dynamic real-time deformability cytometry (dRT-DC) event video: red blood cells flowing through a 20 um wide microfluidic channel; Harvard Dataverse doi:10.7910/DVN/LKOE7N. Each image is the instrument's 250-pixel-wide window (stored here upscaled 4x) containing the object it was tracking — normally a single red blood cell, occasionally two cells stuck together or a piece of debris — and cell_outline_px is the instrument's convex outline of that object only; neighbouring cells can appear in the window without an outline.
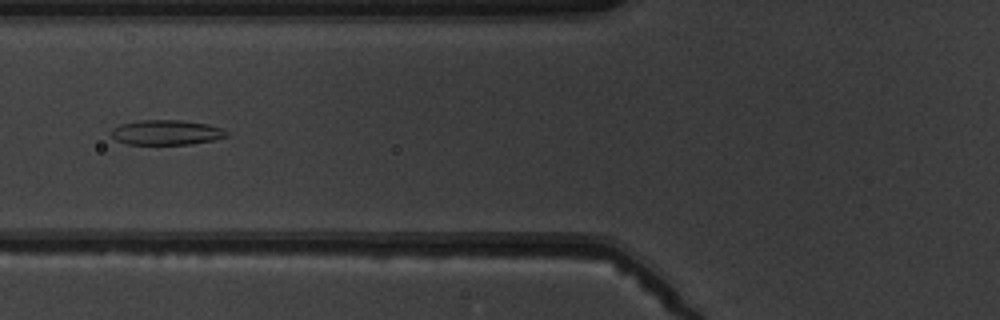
{"species": "common noctule bat (a hibernating species)", "species_latin": "Nyctalus noctula", "temperature_condition": "warm", "stored_images_in_passage": 7, "camera_frame_rate_fps": 3000, "um_per_image_px": 0.085, "animal": {"sex": "male", "body_mass_g": 19.5, "forearm_length_mm": 54.6}, "frame": {"image": 1, "passage_image": 5, "time_ms": 5.0, "image_size_px": [1000, 320], "cell_outline_px": [[228, 136], [212, 140], [192, 144], [128, 144], [116, 140], [112, 136], [112, 128], [120, 124], [140, 120], [180, 120], [208, 124], [224, 128], [228, 132]], "centroid_in_image_um": [14.17, 11.25], "position_along_channel_um": 111.6, "area_um2": 16.76}}
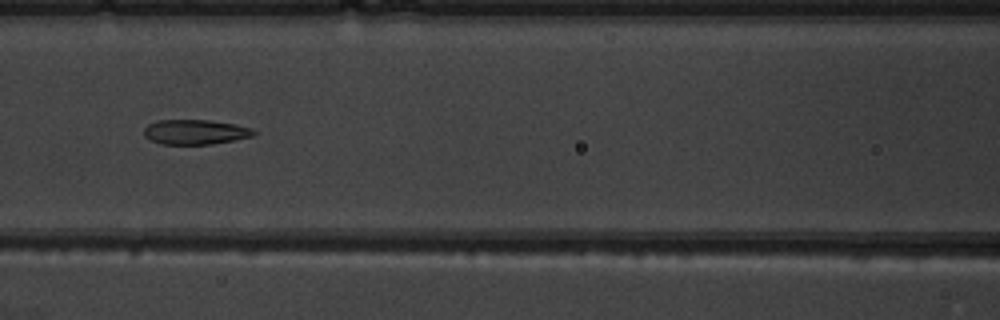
{"frame": {"image": 2, "passage_image": 6, "time_ms": 6.0, "image_size_px": [1000, 320], "cell_outline_px": [[256, 132], [252, 136], [212, 144], [160, 144], [144, 136], [144, 128], [148, 124], [156, 120], [208, 120], [236, 124], [252, 128]], "centroid_in_image_um": [16.57, 11.21], "position_along_channel_um": 150.0, "area_um2": 15.84}}
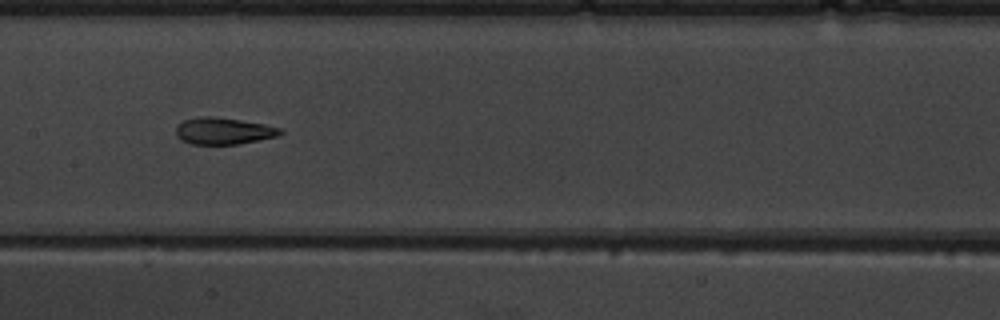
{"frame": {"image": 3, "passage_image": 7, "time_ms": 7.0, "image_size_px": [1000, 320], "cell_outline_px": [[284, 132], [280, 136], [240, 144], [192, 144], [180, 140], [176, 136], [176, 128], [184, 120], [200, 116], [212, 116], [240, 120], [264, 124], [280, 128]], "centroid_in_image_um": [19.02, 11.14], "position_along_channel_um": 188.4, "area_um2": 16.36}}